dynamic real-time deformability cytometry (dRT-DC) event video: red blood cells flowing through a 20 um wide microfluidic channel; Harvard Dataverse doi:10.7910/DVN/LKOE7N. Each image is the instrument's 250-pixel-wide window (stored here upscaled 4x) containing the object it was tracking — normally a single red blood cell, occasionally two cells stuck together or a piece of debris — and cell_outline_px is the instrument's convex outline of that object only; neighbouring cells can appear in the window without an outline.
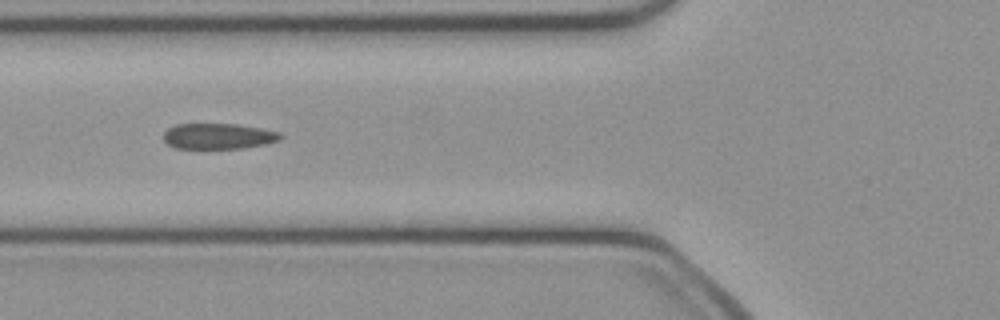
{"species": "common noctule bat (a hibernating species)", "species_latin": "Nyctalus noctula", "temperature_condition": "cold", "stored_images_in_passage": 17, "camera_frame_rate_fps": 3000, "um_per_image_px": 0.085, "animal": {"sex": "female", "body_mass_g": 21.9}, "frame": {"image": 1, "passage_image": 8, "time_ms": 2.333, "image_size_px": [1000, 320], "cell_outline_px": [[284, 136], [280, 140], [264, 144], [244, 148], [176, 148], [168, 144], [164, 140], [164, 132], [168, 128], [176, 124], [236, 124], [260, 128], [280, 132]], "centroid_in_image_um": [18.58, 11.57], "position_along_channel_um": 107.2, "area_um2": 17.46}}